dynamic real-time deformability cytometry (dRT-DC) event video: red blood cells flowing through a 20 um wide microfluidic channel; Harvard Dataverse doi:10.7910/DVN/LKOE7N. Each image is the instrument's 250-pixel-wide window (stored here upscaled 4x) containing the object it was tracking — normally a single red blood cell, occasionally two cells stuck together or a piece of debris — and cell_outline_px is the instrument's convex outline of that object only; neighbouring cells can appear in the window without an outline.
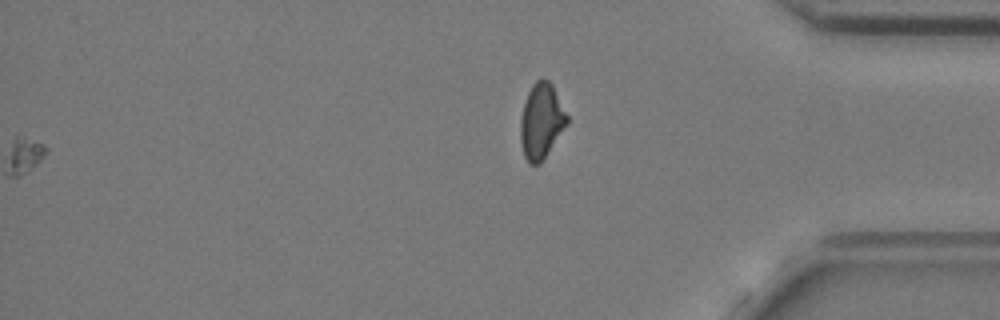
{"species": "common noctule bat (a hibernating species)", "species_latin": "Nyctalus noctula", "temperature_condition": "cold", "stored_images_in_passage": 57, "camera_frame_rate_fps": 3000, "um_per_image_px": 0.085, "animal": {"sex": "female", "body_mass_g": 24.6, "forearm_length_mm": 56.2}, "frame": {"image": 1, "passage_image": 57, "time_ms": 18.667, "image_size_px": [1000, 320], "cell_outline_px": [[568, 124], [540, 164], [528, 164], [524, 156], [520, 140], [520, 120], [524, 104], [528, 92], [532, 84], [536, 80], [548, 80], [552, 84], [568, 116]], "centroid_in_image_um": [46.01, 10.32], "position_along_channel_um": 389.2, "area_um2": 20.4}}